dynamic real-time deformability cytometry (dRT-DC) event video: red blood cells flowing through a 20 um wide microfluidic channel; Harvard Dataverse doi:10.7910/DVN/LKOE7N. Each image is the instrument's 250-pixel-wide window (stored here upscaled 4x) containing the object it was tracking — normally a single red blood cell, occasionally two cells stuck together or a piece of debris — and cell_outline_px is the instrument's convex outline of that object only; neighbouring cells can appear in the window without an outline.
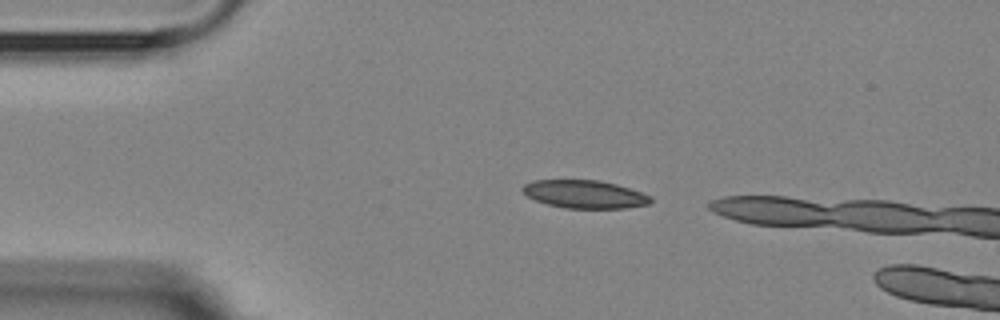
{"species": "Egyptian fruit bat (a non-hibernating species)", "species_latin": "Rousettus aegyptiacus", "temperature_condition": "room temperature", "stored_images_in_passage": 3, "camera_frame_rate_fps": 3000, "um_per_image_px": 0.085, "animal": {"sex": "female"}, "frame": {"image": 1, "passage_image": 1, "time_ms": 0.0, "image_size_px": [1000, 320], "cell_outline_px": [[652, 200], [648, 204], [628, 208], [564, 208], [548, 204], [536, 200], [528, 196], [520, 188], [524, 184], [532, 180], [600, 180], [616, 184], [652, 196]], "centroid_in_image_um": [49.69, 16.5], "position_along_channel_um": 35.3, "area_um2": 20.87}}